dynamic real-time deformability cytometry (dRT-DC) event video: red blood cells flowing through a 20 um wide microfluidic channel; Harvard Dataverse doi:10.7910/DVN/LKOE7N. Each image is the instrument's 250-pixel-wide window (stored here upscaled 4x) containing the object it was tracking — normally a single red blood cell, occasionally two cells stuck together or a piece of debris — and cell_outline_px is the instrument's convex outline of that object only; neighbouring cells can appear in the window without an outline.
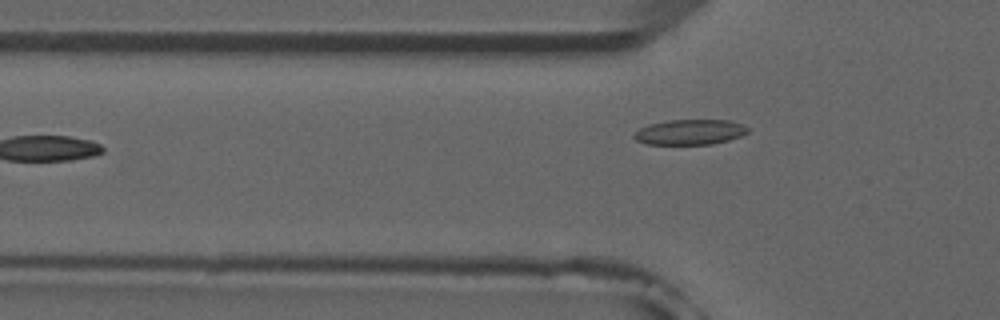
{"species": "common noctule bat (a hibernating species)", "species_latin": "Nyctalus noctula", "temperature_condition": "room temperature", "stored_images_in_passage": 6, "camera_frame_rate_fps": 3000, "um_per_image_px": 0.085, "animal": {"sex": "male", "forearm_length_mm": 52.5}, "frame": {"image": 1, "passage_image": 6, "time_ms": 6.0, "image_size_px": [1000, 320], "cell_outline_px": [[748, 132], [740, 136], [728, 140], [712, 144], [648, 144], [636, 140], [632, 136], [640, 128], [648, 124], [668, 120], [728, 120], [744, 124], [748, 128]], "centroid_in_image_um": [58.65, 11.22], "position_along_channel_um": 67.2, "area_um2": 16.7}}